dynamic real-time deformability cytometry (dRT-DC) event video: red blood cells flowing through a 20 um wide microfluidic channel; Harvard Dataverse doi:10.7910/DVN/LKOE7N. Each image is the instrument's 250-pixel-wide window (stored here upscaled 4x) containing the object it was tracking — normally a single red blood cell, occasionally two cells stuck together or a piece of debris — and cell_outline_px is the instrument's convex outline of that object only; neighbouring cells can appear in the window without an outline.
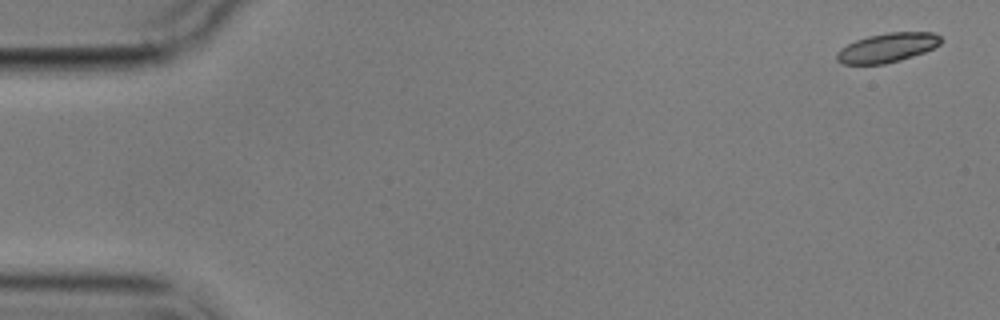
{"species": "common noctule bat (a hibernating species)", "species_latin": "Nyctalus noctula", "temperature_condition": "cold", "stored_images_in_passage": 5, "camera_frame_rate_fps": 3000, "um_per_image_px": 0.085, "animal": {"sex": "male", "body_mass_g": 17.9}, "frame": {"image": 1, "passage_image": 1, "time_ms": 0.0, "image_size_px": [1000, 320], "cell_outline_px": [[944, 40], [940, 44], [924, 52], [900, 60], [884, 64], [840, 64], [836, 60], [836, 52], [840, 48], [856, 40], [868, 36], [888, 32], [932, 32], [940, 36]], "centroid_in_image_um": [75.4, 4.05], "position_along_channel_um": 9.6, "area_um2": 17.8}}
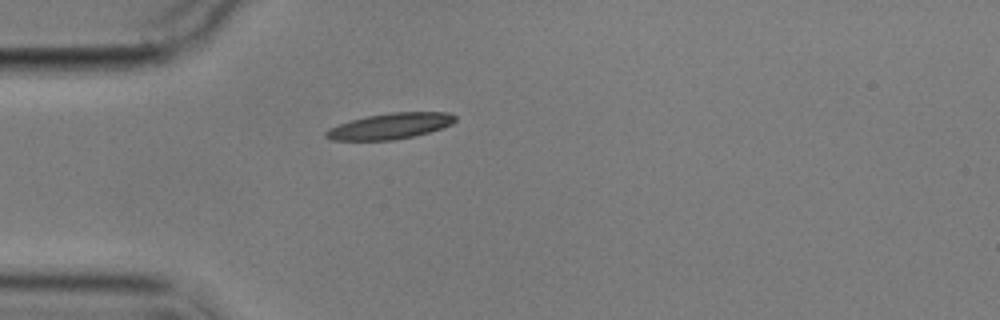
{"frame": {"image": 2, "passage_image": 5, "time_ms": 4.667, "image_size_px": [1000, 320], "cell_outline_px": [[456, 120], [452, 124], [444, 128], [412, 136], [392, 140], [332, 140], [324, 136], [324, 132], [328, 128], [352, 120], [368, 116], [392, 112], [448, 112], [456, 116]], "centroid_in_image_um": [33.18, 10.71], "position_along_channel_um": 51.8, "area_um2": 19.36}}